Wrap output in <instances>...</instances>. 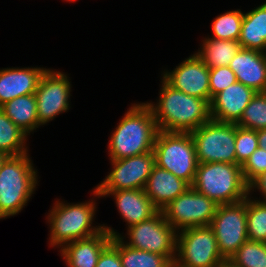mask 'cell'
<instances>
[{
  "mask_svg": "<svg viewBox=\"0 0 266 267\" xmlns=\"http://www.w3.org/2000/svg\"><path fill=\"white\" fill-rule=\"evenodd\" d=\"M156 102H144L152 111L160 131L191 133L211 119L210 104L170 86L160 76Z\"/></svg>",
  "mask_w": 266,
  "mask_h": 267,
  "instance_id": "cell-1",
  "label": "cell"
},
{
  "mask_svg": "<svg viewBox=\"0 0 266 267\" xmlns=\"http://www.w3.org/2000/svg\"><path fill=\"white\" fill-rule=\"evenodd\" d=\"M90 200L68 203L61 198L53 202L48 210L46 223L49 228V247L61 250L66 244L84 239L101 232L103 224L94 223L96 218L97 200L100 197L93 187ZM95 199V200H94Z\"/></svg>",
  "mask_w": 266,
  "mask_h": 267,
  "instance_id": "cell-2",
  "label": "cell"
},
{
  "mask_svg": "<svg viewBox=\"0 0 266 267\" xmlns=\"http://www.w3.org/2000/svg\"><path fill=\"white\" fill-rule=\"evenodd\" d=\"M116 125L107 145L109 159L119 160L153 151L159 129L144 102L131 103Z\"/></svg>",
  "mask_w": 266,
  "mask_h": 267,
  "instance_id": "cell-3",
  "label": "cell"
},
{
  "mask_svg": "<svg viewBox=\"0 0 266 267\" xmlns=\"http://www.w3.org/2000/svg\"><path fill=\"white\" fill-rule=\"evenodd\" d=\"M29 152L9 156L0 170V220L21 213L35 193L38 169Z\"/></svg>",
  "mask_w": 266,
  "mask_h": 267,
  "instance_id": "cell-4",
  "label": "cell"
},
{
  "mask_svg": "<svg viewBox=\"0 0 266 267\" xmlns=\"http://www.w3.org/2000/svg\"><path fill=\"white\" fill-rule=\"evenodd\" d=\"M191 186L218 205L237 203L248 196L241 165L236 164L199 163Z\"/></svg>",
  "mask_w": 266,
  "mask_h": 267,
  "instance_id": "cell-5",
  "label": "cell"
},
{
  "mask_svg": "<svg viewBox=\"0 0 266 267\" xmlns=\"http://www.w3.org/2000/svg\"><path fill=\"white\" fill-rule=\"evenodd\" d=\"M103 228L112 237L118 236L129 247L166 256L174 263L177 231L165 220L162 211H159L148 220L128 227L126 234L119 233L116 229L104 223Z\"/></svg>",
  "mask_w": 266,
  "mask_h": 267,
  "instance_id": "cell-6",
  "label": "cell"
},
{
  "mask_svg": "<svg viewBox=\"0 0 266 267\" xmlns=\"http://www.w3.org/2000/svg\"><path fill=\"white\" fill-rule=\"evenodd\" d=\"M153 152L159 168L193 184L199 163L191 133L159 130Z\"/></svg>",
  "mask_w": 266,
  "mask_h": 267,
  "instance_id": "cell-7",
  "label": "cell"
},
{
  "mask_svg": "<svg viewBox=\"0 0 266 267\" xmlns=\"http://www.w3.org/2000/svg\"><path fill=\"white\" fill-rule=\"evenodd\" d=\"M227 261L218 250L210 226H200L177 232L176 256L178 267H221Z\"/></svg>",
  "mask_w": 266,
  "mask_h": 267,
  "instance_id": "cell-8",
  "label": "cell"
},
{
  "mask_svg": "<svg viewBox=\"0 0 266 267\" xmlns=\"http://www.w3.org/2000/svg\"><path fill=\"white\" fill-rule=\"evenodd\" d=\"M198 163L236 164L235 123L210 119L191 132Z\"/></svg>",
  "mask_w": 266,
  "mask_h": 267,
  "instance_id": "cell-9",
  "label": "cell"
},
{
  "mask_svg": "<svg viewBox=\"0 0 266 267\" xmlns=\"http://www.w3.org/2000/svg\"><path fill=\"white\" fill-rule=\"evenodd\" d=\"M209 226L215 234L220 254L228 261L248 240L247 197L237 203L219 204Z\"/></svg>",
  "mask_w": 266,
  "mask_h": 267,
  "instance_id": "cell-10",
  "label": "cell"
},
{
  "mask_svg": "<svg viewBox=\"0 0 266 267\" xmlns=\"http://www.w3.org/2000/svg\"><path fill=\"white\" fill-rule=\"evenodd\" d=\"M217 207L218 204L214 200L190 186L161 211L165 220L180 232L189 228L209 226Z\"/></svg>",
  "mask_w": 266,
  "mask_h": 267,
  "instance_id": "cell-11",
  "label": "cell"
},
{
  "mask_svg": "<svg viewBox=\"0 0 266 267\" xmlns=\"http://www.w3.org/2000/svg\"><path fill=\"white\" fill-rule=\"evenodd\" d=\"M69 74L47 68L34 93L37 102L38 122L41 126L71 109L72 82Z\"/></svg>",
  "mask_w": 266,
  "mask_h": 267,
  "instance_id": "cell-12",
  "label": "cell"
},
{
  "mask_svg": "<svg viewBox=\"0 0 266 267\" xmlns=\"http://www.w3.org/2000/svg\"><path fill=\"white\" fill-rule=\"evenodd\" d=\"M110 160L111 169L94 188L98 193L115 190L144 189L155 164L154 152Z\"/></svg>",
  "mask_w": 266,
  "mask_h": 267,
  "instance_id": "cell-13",
  "label": "cell"
},
{
  "mask_svg": "<svg viewBox=\"0 0 266 267\" xmlns=\"http://www.w3.org/2000/svg\"><path fill=\"white\" fill-rule=\"evenodd\" d=\"M161 77L173 88L210 104L209 67L195 52L173 70H162Z\"/></svg>",
  "mask_w": 266,
  "mask_h": 267,
  "instance_id": "cell-14",
  "label": "cell"
},
{
  "mask_svg": "<svg viewBox=\"0 0 266 267\" xmlns=\"http://www.w3.org/2000/svg\"><path fill=\"white\" fill-rule=\"evenodd\" d=\"M256 92L240 82L229 85L210 102V116L217 122L237 123Z\"/></svg>",
  "mask_w": 266,
  "mask_h": 267,
  "instance_id": "cell-15",
  "label": "cell"
},
{
  "mask_svg": "<svg viewBox=\"0 0 266 267\" xmlns=\"http://www.w3.org/2000/svg\"><path fill=\"white\" fill-rule=\"evenodd\" d=\"M100 197H112L114 204L125 222V228L139 224L156 215L160 210L146 195L144 189L115 190L109 193H99Z\"/></svg>",
  "mask_w": 266,
  "mask_h": 267,
  "instance_id": "cell-16",
  "label": "cell"
},
{
  "mask_svg": "<svg viewBox=\"0 0 266 267\" xmlns=\"http://www.w3.org/2000/svg\"><path fill=\"white\" fill-rule=\"evenodd\" d=\"M46 67L0 68V107L14 98L34 94Z\"/></svg>",
  "mask_w": 266,
  "mask_h": 267,
  "instance_id": "cell-17",
  "label": "cell"
},
{
  "mask_svg": "<svg viewBox=\"0 0 266 267\" xmlns=\"http://www.w3.org/2000/svg\"><path fill=\"white\" fill-rule=\"evenodd\" d=\"M237 82L253 89L266 92V53L241 48L229 63Z\"/></svg>",
  "mask_w": 266,
  "mask_h": 267,
  "instance_id": "cell-18",
  "label": "cell"
},
{
  "mask_svg": "<svg viewBox=\"0 0 266 267\" xmlns=\"http://www.w3.org/2000/svg\"><path fill=\"white\" fill-rule=\"evenodd\" d=\"M112 238L103 229L96 235L66 244L58 252L66 267H96L102 250Z\"/></svg>",
  "mask_w": 266,
  "mask_h": 267,
  "instance_id": "cell-19",
  "label": "cell"
},
{
  "mask_svg": "<svg viewBox=\"0 0 266 267\" xmlns=\"http://www.w3.org/2000/svg\"><path fill=\"white\" fill-rule=\"evenodd\" d=\"M190 186L184 179L176 177L173 173L155 165L144 190L154 205L161 211Z\"/></svg>",
  "mask_w": 266,
  "mask_h": 267,
  "instance_id": "cell-20",
  "label": "cell"
},
{
  "mask_svg": "<svg viewBox=\"0 0 266 267\" xmlns=\"http://www.w3.org/2000/svg\"><path fill=\"white\" fill-rule=\"evenodd\" d=\"M239 44L244 49L266 53V2L243 12Z\"/></svg>",
  "mask_w": 266,
  "mask_h": 267,
  "instance_id": "cell-21",
  "label": "cell"
},
{
  "mask_svg": "<svg viewBox=\"0 0 266 267\" xmlns=\"http://www.w3.org/2000/svg\"><path fill=\"white\" fill-rule=\"evenodd\" d=\"M0 108L28 136L32 132H37L36 130L41 127L38 122L37 102L34 94L14 98Z\"/></svg>",
  "mask_w": 266,
  "mask_h": 267,
  "instance_id": "cell-22",
  "label": "cell"
},
{
  "mask_svg": "<svg viewBox=\"0 0 266 267\" xmlns=\"http://www.w3.org/2000/svg\"><path fill=\"white\" fill-rule=\"evenodd\" d=\"M195 53L209 68L229 66L230 61L242 48L239 41L202 37Z\"/></svg>",
  "mask_w": 266,
  "mask_h": 267,
  "instance_id": "cell-23",
  "label": "cell"
},
{
  "mask_svg": "<svg viewBox=\"0 0 266 267\" xmlns=\"http://www.w3.org/2000/svg\"><path fill=\"white\" fill-rule=\"evenodd\" d=\"M28 137L0 108V151L9 156L28 153Z\"/></svg>",
  "mask_w": 266,
  "mask_h": 267,
  "instance_id": "cell-24",
  "label": "cell"
},
{
  "mask_svg": "<svg viewBox=\"0 0 266 267\" xmlns=\"http://www.w3.org/2000/svg\"><path fill=\"white\" fill-rule=\"evenodd\" d=\"M119 255L122 267H170L172 264L166 256L129 247L120 238Z\"/></svg>",
  "mask_w": 266,
  "mask_h": 267,
  "instance_id": "cell-25",
  "label": "cell"
},
{
  "mask_svg": "<svg viewBox=\"0 0 266 267\" xmlns=\"http://www.w3.org/2000/svg\"><path fill=\"white\" fill-rule=\"evenodd\" d=\"M243 21V12L241 9H234L219 14L213 19L211 24V35L205 37L221 40L238 41L241 25Z\"/></svg>",
  "mask_w": 266,
  "mask_h": 267,
  "instance_id": "cell-26",
  "label": "cell"
},
{
  "mask_svg": "<svg viewBox=\"0 0 266 267\" xmlns=\"http://www.w3.org/2000/svg\"><path fill=\"white\" fill-rule=\"evenodd\" d=\"M227 263L232 267H266V243L247 240Z\"/></svg>",
  "mask_w": 266,
  "mask_h": 267,
  "instance_id": "cell-27",
  "label": "cell"
},
{
  "mask_svg": "<svg viewBox=\"0 0 266 267\" xmlns=\"http://www.w3.org/2000/svg\"><path fill=\"white\" fill-rule=\"evenodd\" d=\"M248 240L266 243V202L247 196Z\"/></svg>",
  "mask_w": 266,
  "mask_h": 267,
  "instance_id": "cell-28",
  "label": "cell"
},
{
  "mask_svg": "<svg viewBox=\"0 0 266 267\" xmlns=\"http://www.w3.org/2000/svg\"><path fill=\"white\" fill-rule=\"evenodd\" d=\"M236 125L255 131L266 129V92H256Z\"/></svg>",
  "mask_w": 266,
  "mask_h": 267,
  "instance_id": "cell-29",
  "label": "cell"
},
{
  "mask_svg": "<svg viewBox=\"0 0 266 267\" xmlns=\"http://www.w3.org/2000/svg\"><path fill=\"white\" fill-rule=\"evenodd\" d=\"M257 148V131L242 128L235 123L236 165L242 166Z\"/></svg>",
  "mask_w": 266,
  "mask_h": 267,
  "instance_id": "cell-30",
  "label": "cell"
},
{
  "mask_svg": "<svg viewBox=\"0 0 266 267\" xmlns=\"http://www.w3.org/2000/svg\"><path fill=\"white\" fill-rule=\"evenodd\" d=\"M236 82V75L229 66L209 68L210 102L215 95Z\"/></svg>",
  "mask_w": 266,
  "mask_h": 267,
  "instance_id": "cell-31",
  "label": "cell"
},
{
  "mask_svg": "<svg viewBox=\"0 0 266 267\" xmlns=\"http://www.w3.org/2000/svg\"><path fill=\"white\" fill-rule=\"evenodd\" d=\"M245 183L249 185L256 177L266 171V150L258 147L241 166Z\"/></svg>",
  "mask_w": 266,
  "mask_h": 267,
  "instance_id": "cell-32",
  "label": "cell"
},
{
  "mask_svg": "<svg viewBox=\"0 0 266 267\" xmlns=\"http://www.w3.org/2000/svg\"><path fill=\"white\" fill-rule=\"evenodd\" d=\"M96 267H122L119 255V237H113L102 250Z\"/></svg>",
  "mask_w": 266,
  "mask_h": 267,
  "instance_id": "cell-33",
  "label": "cell"
},
{
  "mask_svg": "<svg viewBox=\"0 0 266 267\" xmlns=\"http://www.w3.org/2000/svg\"><path fill=\"white\" fill-rule=\"evenodd\" d=\"M254 192H259L260 197H254ZM248 195L255 200L266 202V171L256 177L249 185H248Z\"/></svg>",
  "mask_w": 266,
  "mask_h": 267,
  "instance_id": "cell-34",
  "label": "cell"
},
{
  "mask_svg": "<svg viewBox=\"0 0 266 267\" xmlns=\"http://www.w3.org/2000/svg\"><path fill=\"white\" fill-rule=\"evenodd\" d=\"M258 147L266 150V129L257 131Z\"/></svg>",
  "mask_w": 266,
  "mask_h": 267,
  "instance_id": "cell-35",
  "label": "cell"
},
{
  "mask_svg": "<svg viewBox=\"0 0 266 267\" xmlns=\"http://www.w3.org/2000/svg\"><path fill=\"white\" fill-rule=\"evenodd\" d=\"M8 157H9V155L4 153L3 151H0V170H1V167H2L3 163L6 161V159Z\"/></svg>",
  "mask_w": 266,
  "mask_h": 267,
  "instance_id": "cell-36",
  "label": "cell"
},
{
  "mask_svg": "<svg viewBox=\"0 0 266 267\" xmlns=\"http://www.w3.org/2000/svg\"><path fill=\"white\" fill-rule=\"evenodd\" d=\"M221 267H232V266L226 262Z\"/></svg>",
  "mask_w": 266,
  "mask_h": 267,
  "instance_id": "cell-37",
  "label": "cell"
},
{
  "mask_svg": "<svg viewBox=\"0 0 266 267\" xmlns=\"http://www.w3.org/2000/svg\"><path fill=\"white\" fill-rule=\"evenodd\" d=\"M64 1L73 3V2H76L77 0H64Z\"/></svg>",
  "mask_w": 266,
  "mask_h": 267,
  "instance_id": "cell-38",
  "label": "cell"
},
{
  "mask_svg": "<svg viewBox=\"0 0 266 267\" xmlns=\"http://www.w3.org/2000/svg\"><path fill=\"white\" fill-rule=\"evenodd\" d=\"M170 267H178V266H176L174 263H172V264L170 265Z\"/></svg>",
  "mask_w": 266,
  "mask_h": 267,
  "instance_id": "cell-39",
  "label": "cell"
}]
</instances>
